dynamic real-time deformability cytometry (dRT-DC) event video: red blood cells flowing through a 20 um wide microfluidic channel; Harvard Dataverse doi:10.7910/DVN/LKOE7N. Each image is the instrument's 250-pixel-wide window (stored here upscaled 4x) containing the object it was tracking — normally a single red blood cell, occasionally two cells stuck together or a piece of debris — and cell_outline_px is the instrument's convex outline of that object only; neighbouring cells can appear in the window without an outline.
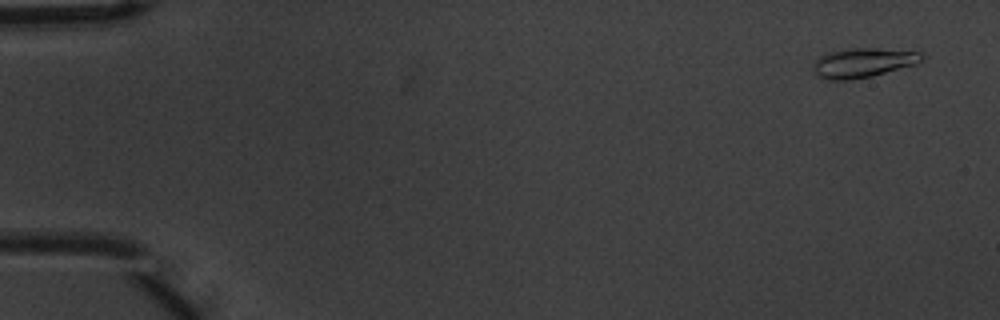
{"species": "common noctule bat (a hibernating species)", "species_latin": "Nyctalus noctula", "temperature_condition": "warm", "stored_images_in_passage": 4, "camera_frame_rate_fps": 3000, "um_per_image_px": 0.085, "animal": {"sex": "male", "body_mass_g": 20.1, "forearm_length_mm": 53.5}, "frame": {"image": 1, "passage_image": 1, "time_ms": 0.0, "image_size_px": [1000, 320], "cell_outline_px": [[928, 56], [916, 64], [872, 76], [848, 80], [828, 80], [816, 76], [812, 64], [820, 56], [832, 52], [852, 48], [876, 48], [920, 52]], "centroid_in_image_um": [73.38, 5.34], "position_along_channel_um": 11.6, "area_um2": 18.61}}